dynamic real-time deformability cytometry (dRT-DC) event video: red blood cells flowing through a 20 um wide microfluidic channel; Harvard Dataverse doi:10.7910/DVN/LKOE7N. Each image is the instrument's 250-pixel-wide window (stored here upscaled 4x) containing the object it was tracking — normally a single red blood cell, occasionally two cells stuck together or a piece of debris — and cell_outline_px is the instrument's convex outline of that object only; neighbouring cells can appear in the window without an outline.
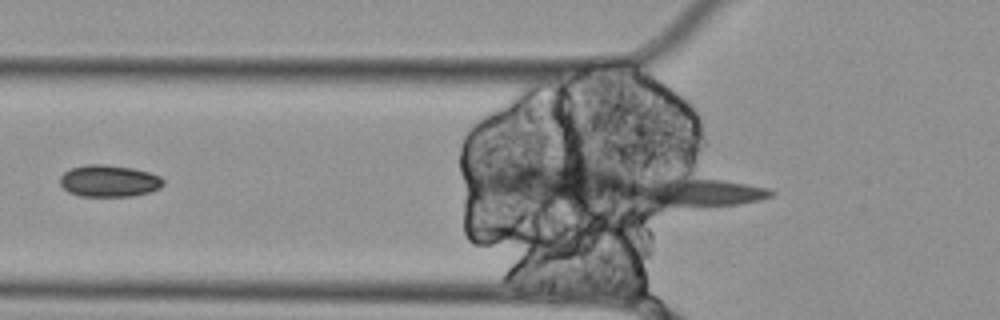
{"species": "Egyptian fruit bat (a non-hibernating species)", "species_latin": "Rousettus aegyptiacus", "temperature_condition": "cold", "stored_images_in_passage": 6, "camera_frame_rate_fps": 3000, "um_per_image_px": 0.085, "animal": {"sex": "female"}, "frame": {"image": 1, "passage_image": 4, "time_ms": 1.0, "image_size_px": [1000, 320], "cell_outline_px": [[164, 184], [160, 188], [152, 192], [132, 196], [80, 196], [68, 192], [60, 184], [60, 176], [68, 168], [84, 164], [104, 164], [132, 168], [148, 172], [160, 176], [164, 180]], "centroid_in_image_um": [9.26, 15.37], "position_along_channel_um": 116.5, "area_um2": 19.42}}